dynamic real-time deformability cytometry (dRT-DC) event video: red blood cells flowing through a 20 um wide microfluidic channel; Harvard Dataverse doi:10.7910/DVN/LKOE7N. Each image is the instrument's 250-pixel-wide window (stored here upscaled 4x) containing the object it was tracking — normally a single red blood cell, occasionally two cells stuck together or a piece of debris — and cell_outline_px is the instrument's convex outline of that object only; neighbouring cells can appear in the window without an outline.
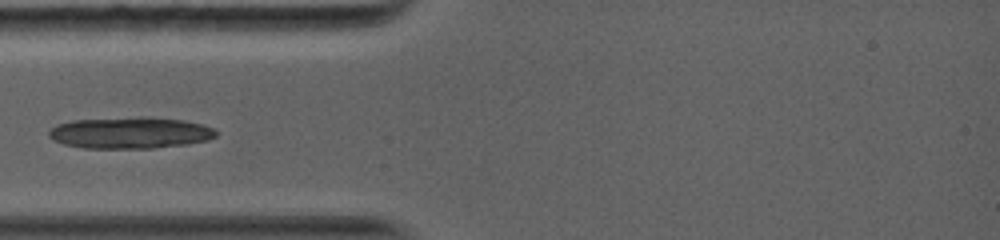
{"species": "common noctule bat (a hibernating species)", "species_latin": "Nyctalus noctula", "temperature_condition": "warm", "stored_images_in_passage": 35, "camera_frame_rate_fps": 5000, "um_per_image_px": 0.085, "animal": {"sex": "female", "body_mass_g": 19.0, "forearm_length_mm": 56.7}, "frame": {"image": 1, "passage_image": 1, "time_ms": 0.0, "image_size_px": [1000, 240], "cell_outline_px": [[216, 136], [208, 140], [188, 144], [152, 148], [84, 148], [64, 144], [48, 136], [48, 132], [56, 124], [72, 120], [140, 116], [144, 116], [184, 120], [204, 124], [212, 128], [216, 132]], "centroid_in_image_um": [11.08, 11.27], "position_along_channel_um": 73.9, "area_um2": 30.87}}
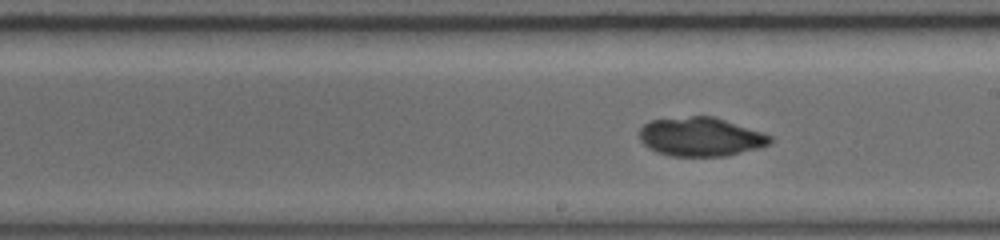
{"frame": {"image": 2, "passage_image": 16, "time_ms": 3.8, "image_size_px": [1000, 240], "cell_outline_px": [[772, 140], [768, 144], [760, 148], [728, 156], [672, 156], [656, 152], [648, 148], [640, 140], [640, 128], [644, 124], [652, 120], [692, 116], [712, 116], [772, 136]], "centroid_in_image_um": [59.54, 11.64], "position_along_channel_um": 229.5, "area_um2": 29.42}}
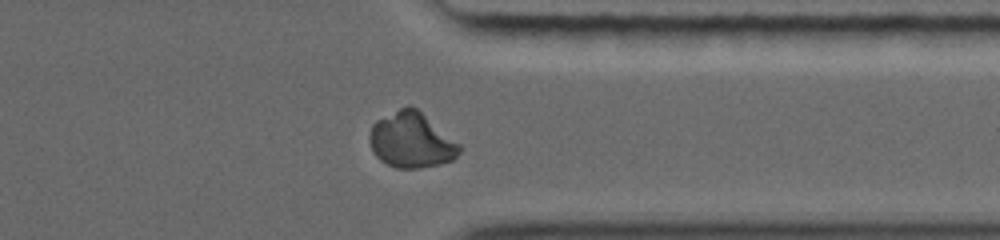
{"frame": {"image": 3, "passage_image": 30, "time_ms": 7.4, "image_size_px": [1000, 240], "cell_outline_px": [[460, 152], [452, 160], [440, 164], [420, 168], [396, 168], [380, 160], [376, 156], [368, 140], [368, 136], [372, 124], [376, 120], [400, 108], [416, 108], [460, 144]], "centroid_in_image_um": [34.94, 11.94], "position_along_channel_um": 376.5, "area_um2": 28.67}}